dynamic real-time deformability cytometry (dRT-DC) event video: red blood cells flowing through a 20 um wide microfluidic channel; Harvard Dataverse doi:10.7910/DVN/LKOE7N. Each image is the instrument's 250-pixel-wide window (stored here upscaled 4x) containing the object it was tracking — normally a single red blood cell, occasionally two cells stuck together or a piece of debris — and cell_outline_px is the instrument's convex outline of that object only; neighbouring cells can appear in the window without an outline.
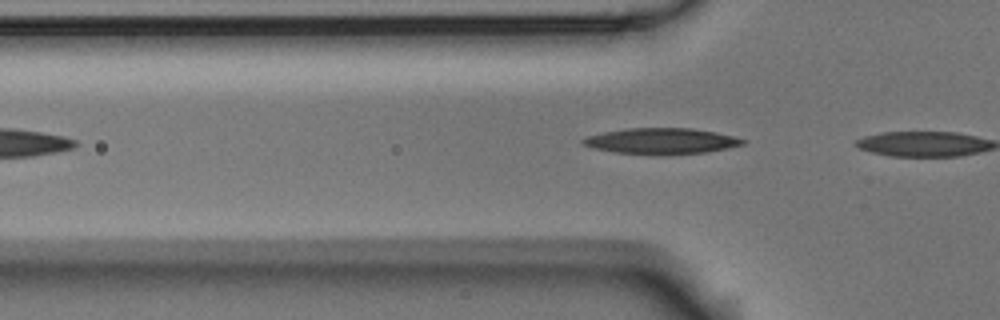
{"species": "Egyptian fruit bat (a non-hibernating species)", "species_latin": "Rousettus aegyptiacus", "temperature_condition": "room temperature", "stored_images_in_passage": 3, "camera_frame_rate_fps": 3000, "um_per_image_px": 0.085, "animal": {"sex": "male"}, "frame": {"image": 1, "passage_image": 2, "time_ms": 0.333, "image_size_px": [1000, 320], "cell_outline_px": [[744, 144], [728, 148], [708, 152], [612, 152], [592, 148], [584, 144], [580, 140], [588, 136], [604, 132], [628, 128], [692, 128], [716, 132], [732, 136], [744, 140]], "centroid_in_image_um": [56.2, 11.95], "position_along_channel_um": 69.6, "area_um2": 23.0}}